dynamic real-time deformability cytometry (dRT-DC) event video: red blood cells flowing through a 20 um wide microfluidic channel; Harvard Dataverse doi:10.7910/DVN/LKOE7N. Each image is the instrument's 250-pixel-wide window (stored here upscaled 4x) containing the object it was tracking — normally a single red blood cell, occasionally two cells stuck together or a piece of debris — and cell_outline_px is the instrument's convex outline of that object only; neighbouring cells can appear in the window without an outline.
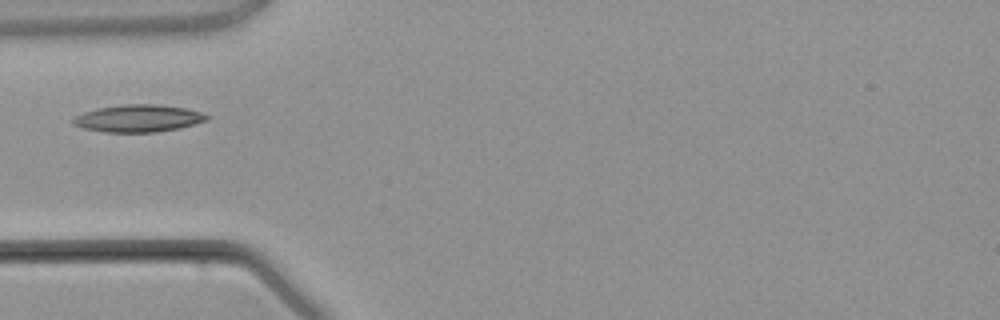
{"species": "common noctule bat (a hibernating species)", "species_latin": "Nyctalus noctula", "temperature_condition": "warm", "stored_images_in_passage": 2, "camera_frame_rate_fps": 3000, "um_per_image_px": 0.085, "animal": {"sex": "male", "body_mass_g": 21.5, "forearm_length_mm": 52.0}, "frame": {"image": 1, "passage_image": 1, "time_ms": 0.0, "image_size_px": [1000, 320], "cell_outline_px": [[208, 120], [180, 128], [156, 132], [104, 132], [80, 128], [72, 124], [72, 120], [76, 116], [84, 112], [96, 108], [124, 104], [160, 104], [184, 108], [200, 112], [208, 116]], "centroid_in_image_um": [11.72, 10.06], "position_along_channel_um": 73.3, "area_um2": 21.33}}
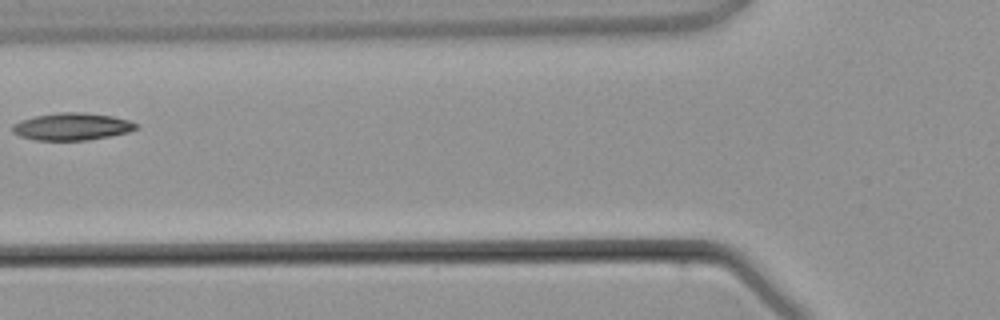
{"frame": {"image": 2, "passage_image": 2, "time_ms": 1.0, "image_size_px": [1000, 320], "cell_outline_px": [[140, 128], [128, 132], [88, 140], [36, 140], [20, 136], [12, 132], [12, 124], [20, 120], [36, 116], [60, 112], [84, 112], [112, 116], [128, 120], [140, 124]], "centroid_in_image_um": [6.13, 10.75], "position_along_channel_um": 119.7, "area_um2": 19.71}}